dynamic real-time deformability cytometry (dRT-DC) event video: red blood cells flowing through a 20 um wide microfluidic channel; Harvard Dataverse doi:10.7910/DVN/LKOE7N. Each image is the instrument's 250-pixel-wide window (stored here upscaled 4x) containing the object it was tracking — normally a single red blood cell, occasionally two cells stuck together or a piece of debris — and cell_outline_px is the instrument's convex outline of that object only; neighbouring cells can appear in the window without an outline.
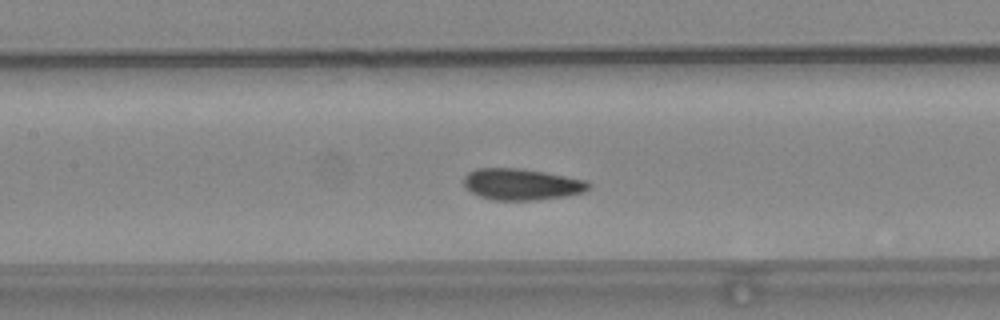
{"species": "common noctule bat (a hibernating species)", "species_latin": "Nyctalus noctula", "temperature_condition": "warm", "stored_images_in_passage": 44, "camera_frame_rate_fps": 3000, "um_per_image_px": 0.085, "animal": {"sex": "female", "body_mass_g": 24.6, "forearm_length_mm": 56.2}, "frame": {"image": 1, "passage_image": 24, "time_ms": 7.667, "image_size_px": [1000, 320], "cell_outline_px": [[592, 188], [584, 192], [568, 196], [536, 200], [492, 200], [480, 196], [464, 188], [464, 176], [468, 172], [476, 168], [520, 168], [544, 172], [588, 180], [592, 184]], "centroid_in_image_um": [44.37, 15.67], "position_along_channel_um": 163.0, "area_um2": 23.18}}
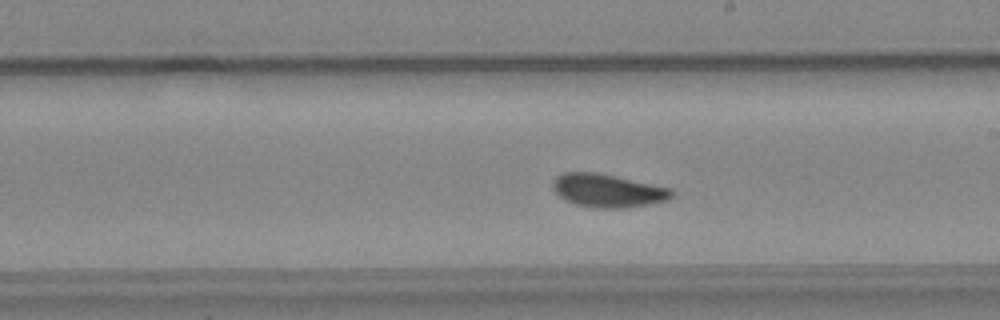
{"frame": {"image": 2, "passage_image": 30, "time_ms": 9.667, "image_size_px": [1000, 320], "cell_outline_px": [[672, 196], [668, 200], [628, 208], [592, 208], [576, 204], [564, 200], [552, 188], [552, 180], [556, 176], [564, 172], [596, 172], [616, 176], [672, 188]], "centroid_in_image_um": [51.63, 16.2], "position_along_channel_um": 237.4, "area_um2": 23.18}}
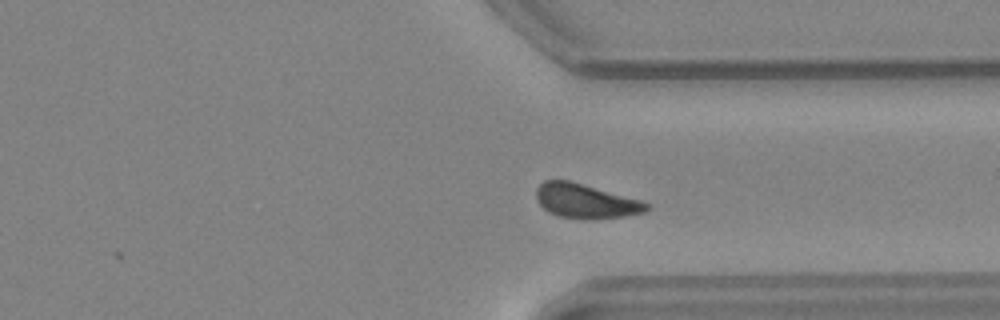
{"frame": {"image": 3, "passage_image": 40, "time_ms": 13.0, "image_size_px": [1000, 320], "cell_outline_px": [[652, 208], [648, 212], [624, 216], [560, 216], [548, 212], [540, 204], [536, 196], [536, 188], [544, 180], [568, 180], [644, 200], [652, 204]], "centroid_in_image_um": [49.86, 17.04], "position_along_channel_um": 361.5, "area_um2": 21.56}, "authors_computed_cell_mechanics": {"area_um2": 22.4553, "velocity_mm_per_s": 3.7249, "shape_relaxation_time_tau1_ms": 4.3543, "shape_relaxation_time_tau2_ms": null, "deformation_change_tau1": 0.107, "deformation_change_tau2": null}}